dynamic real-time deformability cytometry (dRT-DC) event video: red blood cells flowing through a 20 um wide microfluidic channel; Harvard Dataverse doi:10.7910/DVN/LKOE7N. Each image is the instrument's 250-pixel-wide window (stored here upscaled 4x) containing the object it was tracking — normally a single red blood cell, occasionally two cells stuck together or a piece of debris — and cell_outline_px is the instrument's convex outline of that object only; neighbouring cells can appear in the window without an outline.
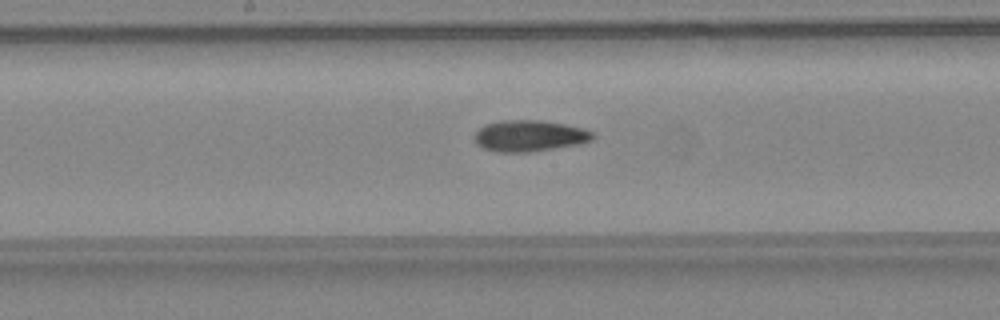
{"species": "common noctule bat (a hibernating species)", "species_latin": "Nyctalus noctula", "temperature_condition": "warm", "stored_images_in_passage": 29, "camera_frame_rate_fps": 3000, "um_per_image_px": 0.085, "animal": {"sex": "female", "body_mass_g": 24.6, "forearm_length_mm": 56.2}, "frame": {"image": 1, "passage_image": 10, "time_ms": 3.0, "image_size_px": [1000, 320], "cell_outline_px": [[596, 136], [592, 140], [580, 144], [528, 152], [496, 152], [484, 148], [476, 144], [476, 132], [484, 124], [500, 120], [540, 120], [564, 124], [584, 128], [592, 132]], "centroid_in_image_um": [45.02, 11.54], "position_along_channel_um": 203.2, "area_um2": 21.56}}
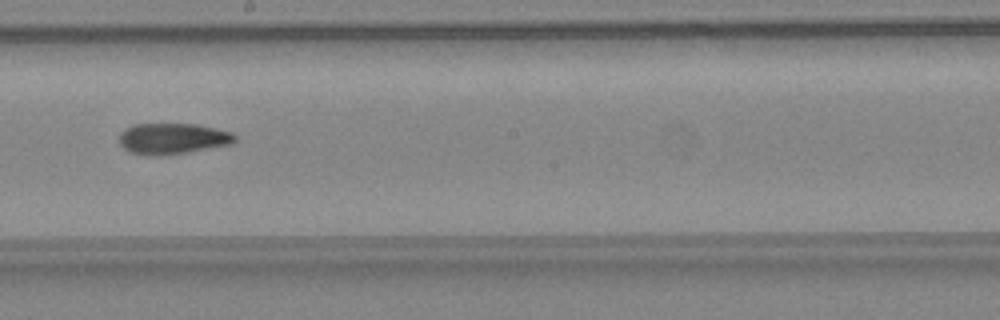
{"frame": {"image": 2, "passage_image": 12, "time_ms": 3.667, "image_size_px": [1000, 320], "cell_outline_px": [[236, 140], [232, 144], [188, 152], [152, 156], [128, 152], [120, 144], [120, 132], [124, 128], [132, 124], [196, 124], [216, 128], [232, 132], [236, 136]], "centroid_in_image_um": [14.67, 11.77], "position_along_channel_um": 233.5, "area_um2": 20.98}}
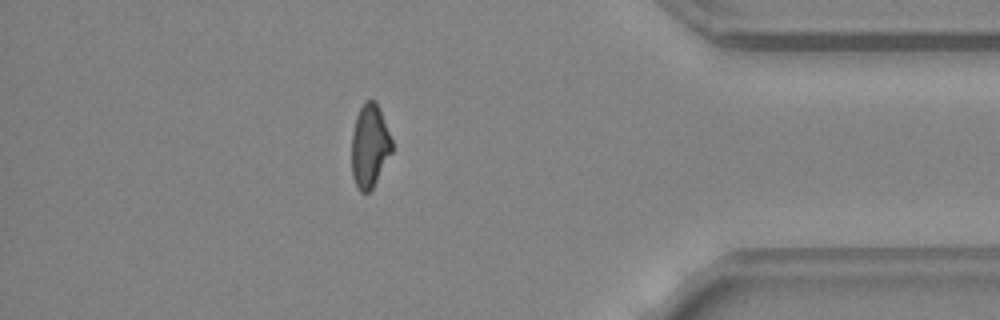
{"frame": {"image": 3, "passage_image": 25, "time_ms": 8.0, "image_size_px": [1000, 320], "cell_outline_px": [[392, 152], [372, 188], [368, 192], [360, 192], [352, 176], [352, 132], [356, 116], [364, 100], [376, 100], [392, 140]], "centroid_in_image_um": [31.41, 12.38], "position_along_channel_um": 403.8, "area_um2": 19.42}}